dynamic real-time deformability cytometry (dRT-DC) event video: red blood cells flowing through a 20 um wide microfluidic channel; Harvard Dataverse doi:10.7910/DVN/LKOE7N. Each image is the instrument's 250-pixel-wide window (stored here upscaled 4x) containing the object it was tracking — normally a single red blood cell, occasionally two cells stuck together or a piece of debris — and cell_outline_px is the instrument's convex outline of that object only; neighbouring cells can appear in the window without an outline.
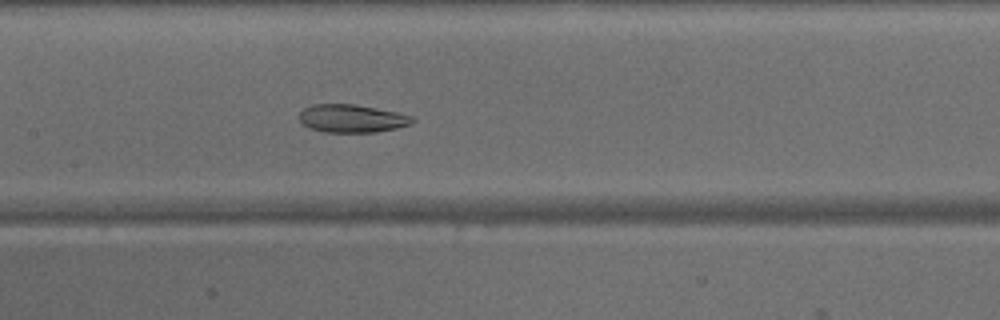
{"species": "common noctule bat (a hibernating species)", "species_latin": "Nyctalus noctula", "temperature_condition": "warm", "stored_images_in_passage": 47, "camera_frame_rate_fps": 3000, "um_per_image_px": 0.085, "animal": {"sex": "male", "body_mass_g": 15.6}, "frame": {"image": 1, "passage_image": 23, "time_ms": 7.333, "image_size_px": [1000, 320], "cell_outline_px": [[416, 120], [412, 124], [396, 128], [376, 132], [324, 132], [308, 128], [300, 124], [300, 112], [304, 108], [312, 104], [356, 104], [396, 112], [412, 116]], "centroid_in_image_um": [29.89, 10.07], "position_along_channel_um": 177.5, "area_um2": 18.61}}
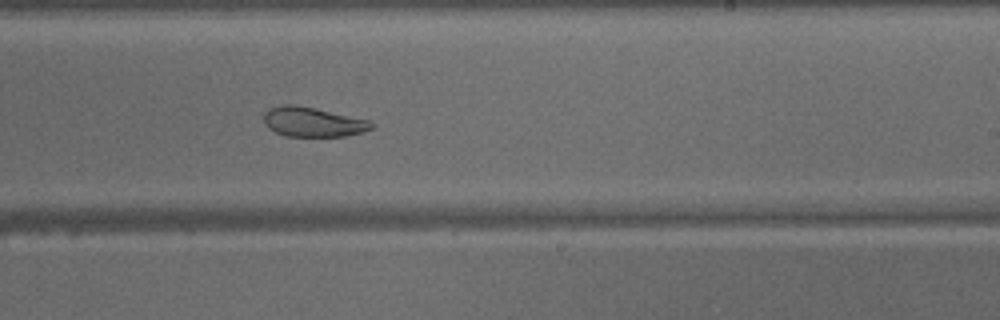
{"frame": {"image": 2, "passage_image": 29, "time_ms": 9.333, "image_size_px": [1000, 320], "cell_outline_px": [[376, 124], [372, 128], [364, 132], [344, 136], [284, 136], [268, 128], [264, 124], [264, 112], [268, 108], [284, 104], [296, 104], [316, 108], [372, 120]], "centroid_in_image_um": [26.61, 10.35], "position_along_channel_um": 262.4, "area_um2": 18.96}}
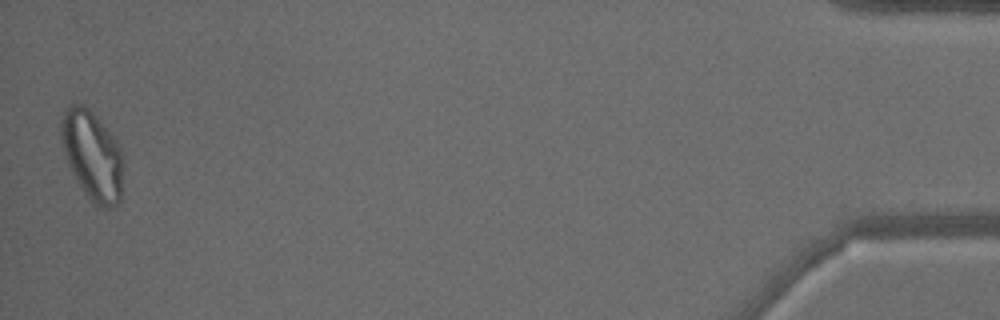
{"frame": {"image": 3, "passage_image": 47, "time_ms": 15.333, "image_size_px": [1000, 320], "cell_outline_px": [[124, 160], [120, 200], [112, 208], [104, 208], [96, 204], [88, 196], [72, 172], [68, 164], [60, 140], [60, 124], [64, 112], [72, 104], [84, 104], [100, 120], [116, 140], [120, 148]], "centroid_in_image_um": [7.86, 13.19], "position_along_channel_um": 427.3, "area_um2": 32.14}}